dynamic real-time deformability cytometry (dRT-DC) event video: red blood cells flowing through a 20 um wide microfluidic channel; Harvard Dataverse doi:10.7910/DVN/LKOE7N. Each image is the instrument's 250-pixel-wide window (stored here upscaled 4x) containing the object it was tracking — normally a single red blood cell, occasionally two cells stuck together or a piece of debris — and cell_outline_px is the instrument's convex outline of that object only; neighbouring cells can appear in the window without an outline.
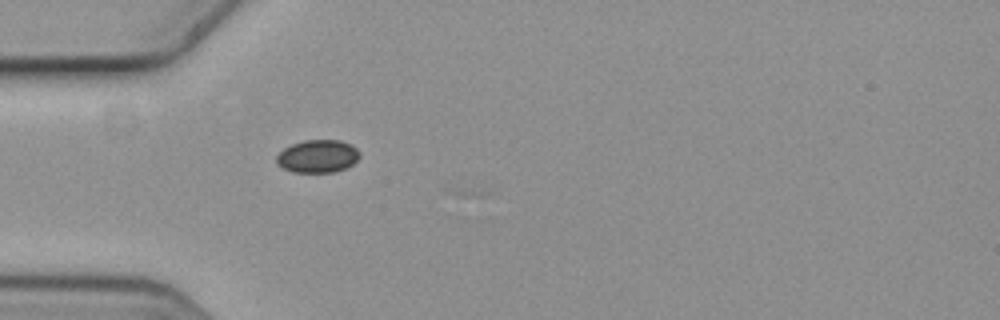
{"species": "common noctule bat (a hibernating species)", "species_latin": "Nyctalus noctula", "temperature_condition": "cold", "stored_images_in_passage": 1, "camera_frame_rate_fps": 3000, "um_per_image_px": 0.085, "animal": {"sex": "female", "body_mass_g": 19.3, "forearm_length_mm": 54.1}, "frame": {"image": 1, "passage_image": 1, "time_ms": 0.0, "image_size_px": [1000, 320], "cell_outline_px": [[360, 156], [352, 164], [344, 168], [332, 172], [292, 172], [276, 164], [276, 156], [284, 148], [292, 144], [304, 140], [340, 140], [352, 144], [360, 152]], "centroid_in_image_um": [27.0, 13.27], "position_along_channel_um": 58.0, "area_um2": 15.9}}